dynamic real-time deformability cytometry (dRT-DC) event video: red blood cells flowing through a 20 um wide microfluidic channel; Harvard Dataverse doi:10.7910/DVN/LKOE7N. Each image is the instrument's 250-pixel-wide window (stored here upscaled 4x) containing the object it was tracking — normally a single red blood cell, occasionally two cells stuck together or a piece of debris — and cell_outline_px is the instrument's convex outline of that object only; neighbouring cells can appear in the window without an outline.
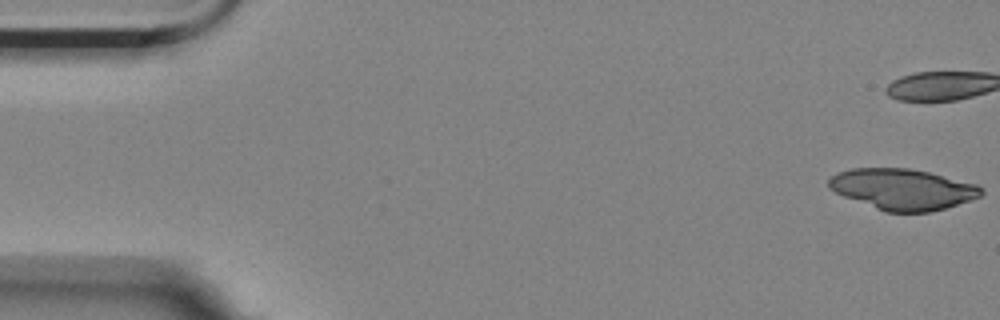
{"species": "Egyptian fruit bat (a non-hibernating species)", "species_latin": "Rousettus aegyptiacus", "temperature_condition": "room temperature", "stored_images_in_passage": 19, "camera_frame_rate_fps": 3000, "um_per_image_px": 0.085, "animal": {"sex": "female"}, "frame": {"image": 1, "passage_image": 1, "time_ms": 0.0, "image_size_px": [1000, 320], "cell_outline_px": [[984, 192], [980, 196], [932, 212], [884, 212], [844, 196], [828, 188], [828, 180], [836, 172], [852, 168], [908, 168], [928, 172], [976, 184], [984, 188]], "centroid_in_image_um": [76.7, 16.08], "position_along_channel_um": 8.3, "area_um2": 36.18}}